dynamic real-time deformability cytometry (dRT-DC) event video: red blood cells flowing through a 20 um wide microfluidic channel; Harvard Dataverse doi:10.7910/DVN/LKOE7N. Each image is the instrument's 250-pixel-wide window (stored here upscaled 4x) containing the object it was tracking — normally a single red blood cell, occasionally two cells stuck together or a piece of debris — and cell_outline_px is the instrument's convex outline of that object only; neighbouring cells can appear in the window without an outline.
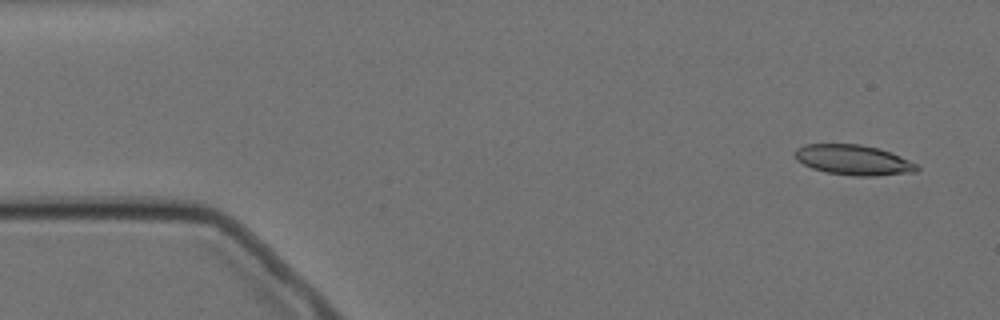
{"species": "Egyptian fruit bat (a non-hibernating species)", "species_latin": "Rousettus aegyptiacus", "temperature_condition": "cold", "stored_images_in_passage": 5, "camera_frame_rate_fps": 3000, "um_per_image_px": 0.085, "animal": {"sex": "female"}, "frame": {"image": 1, "passage_image": 1, "time_ms": 0.0, "image_size_px": [1000, 320], "cell_outline_px": [[920, 168], [916, 172], [872, 176], [852, 176], [824, 172], [812, 168], [796, 160], [792, 156], [792, 152], [796, 148], [804, 144], [860, 144], [880, 148], [900, 156], [916, 164]], "centroid_in_image_um": [72.48, 13.59], "position_along_channel_um": 12.5, "area_um2": 21.73}}